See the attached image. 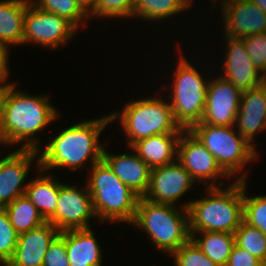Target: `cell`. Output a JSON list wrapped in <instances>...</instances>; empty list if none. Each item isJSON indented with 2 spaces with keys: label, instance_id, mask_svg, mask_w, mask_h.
I'll use <instances>...</instances> for the list:
<instances>
[{
  "label": "cell",
  "instance_id": "1",
  "mask_svg": "<svg viewBox=\"0 0 266 266\" xmlns=\"http://www.w3.org/2000/svg\"><path fill=\"white\" fill-rule=\"evenodd\" d=\"M50 101L47 95L34 96L17 89L16 82L6 86L0 93V145L24 142L20 149L39 150L37 133L60 118Z\"/></svg>",
  "mask_w": 266,
  "mask_h": 266
},
{
  "label": "cell",
  "instance_id": "2",
  "mask_svg": "<svg viewBox=\"0 0 266 266\" xmlns=\"http://www.w3.org/2000/svg\"><path fill=\"white\" fill-rule=\"evenodd\" d=\"M111 122L109 113L99 119L80 121L59 131L44 148H39V168L47 172L53 168L67 167L72 172L85 167L87 161H91V167L100 162L104 146L100 144L99 137Z\"/></svg>",
  "mask_w": 266,
  "mask_h": 266
},
{
  "label": "cell",
  "instance_id": "3",
  "mask_svg": "<svg viewBox=\"0 0 266 266\" xmlns=\"http://www.w3.org/2000/svg\"><path fill=\"white\" fill-rule=\"evenodd\" d=\"M247 178L244 171L228 188L207 187L203 198L184 202L181 206L188 210L189 231L234 234L243 221V180Z\"/></svg>",
  "mask_w": 266,
  "mask_h": 266
},
{
  "label": "cell",
  "instance_id": "4",
  "mask_svg": "<svg viewBox=\"0 0 266 266\" xmlns=\"http://www.w3.org/2000/svg\"><path fill=\"white\" fill-rule=\"evenodd\" d=\"M180 208L140 197L130 225L147 232L157 249L170 255L191 239L188 210Z\"/></svg>",
  "mask_w": 266,
  "mask_h": 266
},
{
  "label": "cell",
  "instance_id": "5",
  "mask_svg": "<svg viewBox=\"0 0 266 266\" xmlns=\"http://www.w3.org/2000/svg\"><path fill=\"white\" fill-rule=\"evenodd\" d=\"M86 170L90 174L86 184L97 219L101 223L120 221L131 224L140 197L103 160Z\"/></svg>",
  "mask_w": 266,
  "mask_h": 266
},
{
  "label": "cell",
  "instance_id": "6",
  "mask_svg": "<svg viewBox=\"0 0 266 266\" xmlns=\"http://www.w3.org/2000/svg\"><path fill=\"white\" fill-rule=\"evenodd\" d=\"M155 96V97H154ZM148 97L128 101L122 111L111 112V120L120 119L122 131L127 135L129 148L137 141L159 134H181V128L173 116L169 99Z\"/></svg>",
  "mask_w": 266,
  "mask_h": 266
},
{
  "label": "cell",
  "instance_id": "7",
  "mask_svg": "<svg viewBox=\"0 0 266 266\" xmlns=\"http://www.w3.org/2000/svg\"><path fill=\"white\" fill-rule=\"evenodd\" d=\"M179 58L171 78L169 102L176 122L189 130L203 117L209 80L185 57Z\"/></svg>",
  "mask_w": 266,
  "mask_h": 266
},
{
  "label": "cell",
  "instance_id": "8",
  "mask_svg": "<svg viewBox=\"0 0 266 266\" xmlns=\"http://www.w3.org/2000/svg\"><path fill=\"white\" fill-rule=\"evenodd\" d=\"M189 130L215 157L221 169L230 178L231 175L243 172L246 163L258 159L256 148L237 132L235 126L198 122Z\"/></svg>",
  "mask_w": 266,
  "mask_h": 266
},
{
  "label": "cell",
  "instance_id": "9",
  "mask_svg": "<svg viewBox=\"0 0 266 266\" xmlns=\"http://www.w3.org/2000/svg\"><path fill=\"white\" fill-rule=\"evenodd\" d=\"M77 30L66 18L40 10L28 0L24 15L23 44L33 42L54 50L76 36Z\"/></svg>",
  "mask_w": 266,
  "mask_h": 266
},
{
  "label": "cell",
  "instance_id": "10",
  "mask_svg": "<svg viewBox=\"0 0 266 266\" xmlns=\"http://www.w3.org/2000/svg\"><path fill=\"white\" fill-rule=\"evenodd\" d=\"M96 218L93 201L87 184L85 188L59 181V196L55 213L47 220L60 232L91 228L89 223Z\"/></svg>",
  "mask_w": 266,
  "mask_h": 266
},
{
  "label": "cell",
  "instance_id": "11",
  "mask_svg": "<svg viewBox=\"0 0 266 266\" xmlns=\"http://www.w3.org/2000/svg\"><path fill=\"white\" fill-rule=\"evenodd\" d=\"M177 160L190 173L197 184L203 182L204 187L229 185V183L224 184L223 181H219L221 178L228 179L230 177L221 169L215 157L190 130H184L181 133L178 142Z\"/></svg>",
  "mask_w": 266,
  "mask_h": 266
},
{
  "label": "cell",
  "instance_id": "12",
  "mask_svg": "<svg viewBox=\"0 0 266 266\" xmlns=\"http://www.w3.org/2000/svg\"><path fill=\"white\" fill-rule=\"evenodd\" d=\"M194 184L196 181L176 160L151 169L149 187L143 198L154 203L176 206V202L185 196Z\"/></svg>",
  "mask_w": 266,
  "mask_h": 266
},
{
  "label": "cell",
  "instance_id": "13",
  "mask_svg": "<svg viewBox=\"0 0 266 266\" xmlns=\"http://www.w3.org/2000/svg\"><path fill=\"white\" fill-rule=\"evenodd\" d=\"M242 91L221 76L209 78L201 123L235 126Z\"/></svg>",
  "mask_w": 266,
  "mask_h": 266
},
{
  "label": "cell",
  "instance_id": "14",
  "mask_svg": "<svg viewBox=\"0 0 266 266\" xmlns=\"http://www.w3.org/2000/svg\"><path fill=\"white\" fill-rule=\"evenodd\" d=\"M37 155L38 150L17 148L6 157L0 158V208L25 194L28 184L25 180L34 159L39 165Z\"/></svg>",
  "mask_w": 266,
  "mask_h": 266
},
{
  "label": "cell",
  "instance_id": "15",
  "mask_svg": "<svg viewBox=\"0 0 266 266\" xmlns=\"http://www.w3.org/2000/svg\"><path fill=\"white\" fill-rule=\"evenodd\" d=\"M225 36L244 38L266 32V13L250 0H221Z\"/></svg>",
  "mask_w": 266,
  "mask_h": 266
},
{
  "label": "cell",
  "instance_id": "16",
  "mask_svg": "<svg viewBox=\"0 0 266 266\" xmlns=\"http://www.w3.org/2000/svg\"><path fill=\"white\" fill-rule=\"evenodd\" d=\"M226 42V53L221 77L229 81L233 86L246 91L260 86L266 78L254 67L249 57L244 40L224 36Z\"/></svg>",
  "mask_w": 266,
  "mask_h": 266
},
{
  "label": "cell",
  "instance_id": "17",
  "mask_svg": "<svg viewBox=\"0 0 266 266\" xmlns=\"http://www.w3.org/2000/svg\"><path fill=\"white\" fill-rule=\"evenodd\" d=\"M235 125L237 132L256 147L253 143L255 135L266 130V81L242 91Z\"/></svg>",
  "mask_w": 266,
  "mask_h": 266
},
{
  "label": "cell",
  "instance_id": "18",
  "mask_svg": "<svg viewBox=\"0 0 266 266\" xmlns=\"http://www.w3.org/2000/svg\"><path fill=\"white\" fill-rule=\"evenodd\" d=\"M59 234L50 222L20 233L14 255L6 266H42L47 249Z\"/></svg>",
  "mask_w": 266,
  "mask_h": 266
},
{
  "label": "cell",
  "instance_id": "19",
  "mask_svg": "<svg viewBox=\"0 0 266 266\" xmlns=\"http://www.w3.org/2000/svg\"><path fill=\"white\" fill-rule=\"evenodd\" d=\"M134 153L113 154L103 150L102 160L112 172L139 197H144L150 183L151 168Z\"/></svg>",
  "mask_w": 266,
  "mask_h": 266
},
{
  "label": "cell",
  "instance_id": "20",
  "mask_svg": "<svg viewBox=\"0 0 266 266\" xmlns=\"http://www.w3.org/2000/svg\"><path fill=\"white\" fill-rule=\"evenodd\" d=\"M70 266H103V252L92 228L62 231Z\"/></svg>",
  "mask_w": 266,
  "mask_h": 266
},
{
  "label": "cell",
  "instance_id": "21",
  "mask_svg": "<svg viewBox=\"0 0 266 266\" xmlns=\"http://www.w3.org/2000/svg\"><path fill=\"white\" fill-rule=\"evenodd\" d=\"M181 134H159L135 142L130 149L152 169L177 160Z\"/></svg>",
  "mask_w": 266,
  "mask_h": 266
},
{
  "label": "cell",
  "instance_id": "22",
  "mask_svg": "<svg viewBox=\"0 0 266 266\" xmlns=\"http://www.w3.org/2000/svg\"><path fill=\"white\" fill-rule=\"evenodd\" d=\"M39 177L29 180L25 196L47 221L56 210L59 196V181L53 175L35 165ZM47 173V174H46Z\"/></svg>",
  "mask_w": 266,
  "mask_h": 266
},
{
  "label": "cell",
  "instance_id": "23",
  "mask_svg": "<svg viewBox=\"0 0 266 266\" xmlns=\"http://www.w3.org/2000/svg\"><path fill=\"white\" fill-rule=\"evenodd\" d=\"M28 0L0 1V42L23 45L24 15Z\"/></svg>",
  "mask_w": 266,
  "mask_h": 266
},
{
  "label": "cell",
  "instance_id": "24",
  "mask_svg": "<svg viewBox=\"0 0 266 266\" xmlns=\"http://www.w3.org/2000/svg\"><path fill=\"white\" fill-rule=\"evenodd\" d=\"M199 233V238L197 235ZM191 239L202 250V252L218 266H225L235 246L233 233L201 231L190 232ZM197 237V238H196Z\"/></svg>",
  "mask_w": 266,
  "mask_h": 266
},
{
  "label": "cell",
  "instance_id": "25",
  "mask_svg": "<svg viewBox=\"0 0 266 266\" xmlns=\"http://www.w3.org/2000/svg\"><path fill=\"white\" fill-rule=\"evenodd\" d=\"M193 0H135L133 18L159 22L192 7Z\"/></svg>",
  "mask_w": 266,
  "mask_h": 266
},
{
  "label": "cell",
  "instance_id": "26",
  "mask_svg": "<svg viewBox=\"0 0 266 266\" xmlns=\"http://www.w3.org/2000/svg\"><path fill=\"white\" fill-rule=\"evenodd\" d=\"M4 210L18 234L30 231L47 222L25 194L6 205Z\"/></svg>",
  "mask_w": 266,
  "mask_h": 266
},
{
  "label": "cell",
  "instance_id": "27",
  "mask_svg": "<svg viewBox=\"0 0 266 266\" xmlns=\"http://www.w3.org/2000/svg\"><path fill=\"white\" fill-rule=\"evenodd\" d=\"M40 10L57 14L66 18L77 29L88 24L89 14L81 7L77 0H31Z\"/></svg>",
  "mask_w": 266,
  "mask_h": 266
},
{
  "label": "cell",
  "instance_id": "28",
  "mask_svg": "<svg viewBox=\"0 0 266 266\" xmlns=\"http://www.w3.org/2000/svg\"><path fill=\"white\" fill-rule=\"evenodd\" d=\"M235 244L266 264V236L244 221L234 232Z\"/></svg>",
  "mask_w": 266,
  "mask_h": 266
},
{
  "label": "cell",
  "instance_id": "29",
  "mask_svg": "<svg viewBox=\"0 0 266 266\" xmlns=\"http://www.w3.org/2000/svg\"><path fill=\"white\" fill-rule=\"evenodd\" d=\"M246 185L247 181L243 180V221L266 236V195L247 197Z\"/></svg>",
  "mask_w": 266,
  "mask_h": 266
},
{
  "label": "cell",
  "instance_id": "30",
  "mask_svg": "<svg viewBox=\"0 0 266 266\" xmlns=\"http://www.w3.org/2000/svg\"><path fill=\"white\" fill-rule=\"evenodd\" d=\"M134 7L135 0H98L95 8L89 13V18H133Z\"/></svg>",
  "mask_w": 266,
  "mask_h": 266
},
{
  "label": "cell",
  "instance_id": "31",
  "mask_svg": "<svg viewBox=\"0 0 266 266\" xmlns=\"http://www.w3.org/2000/svg\"><path fill=\"white\" fill-rule=\"evenodd\" d=\"M19 234L10 222L4 208H0V266H6L12 259Z\"/></svg>",
  "mask_w": 266,
  "mask_h": 266
},
{
  "label": "cell",
  "instance_id": "32",
  "mask_svg": "<svg viewBox=\"0 0 266 266\" xmlns=\"http://www.w3.org/2000/svg\"><path fill=\"white\" fill-rule=\"evenodd\" d=\"M170 256L173 257L175 266H218L202 252L192 239L172 252Z\"/></svg>",
  "mask_w": 266,
  "mask_h": 266
},
{
  "label": "cell",
  "instance_id": "33",
  "mask_svg": "<svg viewBox=\"0 0 266 266\" xmlns=\"http://www.w3.org/2000/svg\"><path fill=\"white\" fill-rule=\"evenodd\" d=\"M254 67L266 78V32L242 38Z\"/></svg>",
  "mask_w": 266,
  "mask_h": 266
},
{
  "label": "cell",
  "instance_id": "34",
  "mask_svg": "<svg viewBox=\"0 0 266 266\" xmlns=\"http://www.w3.org/2000/svg\"><path fill=\"white\" fill-rule=\"evenodd\" d=\"M42 266H70L65 240L60 235L47 249Z\"/></svg>",
  "mask_w": 266,
  "mask_h": 266
},
{
  "label": "cell",
  "instance_id": "35",
  "mask_svg": "<svg viewBox=\"0 0 266 266\" xmlns=\"http://www.w3.org/2000/svg\"><path fill=\"white\" fill-rule=\"evenodd\" d=\"M264 264L252 256L243 248L238 247L236 244L233 247L231 254L225 266H263Z\"/></svg>",
  "mask_w": 266,
  "mask_h": 266
},
{
  "label": "cell",
  "instance_id": "36",
  "mask_svg": "<svg viewBox=\"0 0 266 266\" xmlns=\"http://www.w3.org/2000/svg\"><path fill=\"white\" fill-rule=\"evenodd\" d=\"M10 48L4 44L3 42H0V91H2L6 86L14 83L13 82H6L8 81L9 74V63H8V56ZM6 82V84H5Z\"/></svg>",
  "mask_w": 266,
  "mask_h": 266
},
{
  "label": "cell",
  "instance_id": "37",
  "mask_svg": "<svg viewBox=\"0 0 266 266\" xmlns=\"http://www.w3.org/2000/svg\"><path fill=\"white\" fill-rule=\"evenodd\" d=\"M81 7L89 14L96 6L98 0H77Z\"/></svg>",
  "mask_w": 266,
  "mask_h": 266
},
{
  "label": "cell",
  "instance_id": "38",
  "mask_svg": "<svg viewBox=\"0 0 266 266\" xmlns=\"http://www.w3.org/2000/svg\"><path fill=\"white\" fill-rule=\"evenodd\" d=\"M266 13V0H250Z\"/></svg>",
  "mask_w": 266,
  "mask_h": 266
},
{
  "label": "cell",
  "instance_id": "39",
  "mask_svg": "<svg viewBox=\"0 0 266 266\" xmlns=\"http://www.w3.org/2000/svg\"><path fill=\"white\" fill-rule=\"evenodd\" d=\"M211 1H213V3H212V6L211 7H215V6H217V3H216V1H218V0H211ZM216 4V5H215ZM215 5V6H214Z\"/></svg>",
  "mask_w": 266,
  "mask_h": 266
}]
</instances>
